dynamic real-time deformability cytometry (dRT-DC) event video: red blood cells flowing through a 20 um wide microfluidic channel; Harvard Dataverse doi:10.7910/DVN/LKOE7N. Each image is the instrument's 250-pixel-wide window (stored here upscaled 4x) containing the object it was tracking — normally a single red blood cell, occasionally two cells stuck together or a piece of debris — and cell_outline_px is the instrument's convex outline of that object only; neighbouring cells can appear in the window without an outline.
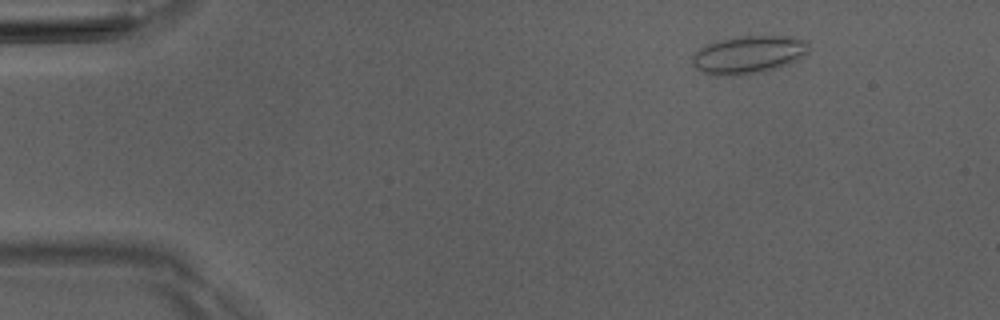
{"species": "Egyptian fruit bat (a non-hibernating species)", "species_latin": "Rousettus aegyptiacus", "temperature_condition": "room temperature", "stored_images_in_passage": 4, "camera_frame_rate_fps": 3000, "um_per_image_px": 0.085, "animal": {"sex": "male"}, "frame": {"image": 1, "passage_image": 1, "time_ms": 0.0, "image_size_px": [1000, 320], "cell_outline_px": [[808, 52], [796, 60], [788, 64], [764, 72], [736, 76], [716, 76], [704, 72], [696, 68], [692, 64], [692, 56], [700, 48], [708, 44], [720, 40], [744, 36], [788, 36], [808, 40]], "centroid_in_image_um": [63.63, 4.66], "position_along_channel_um": 21.4, "area_um2": 25.72}}